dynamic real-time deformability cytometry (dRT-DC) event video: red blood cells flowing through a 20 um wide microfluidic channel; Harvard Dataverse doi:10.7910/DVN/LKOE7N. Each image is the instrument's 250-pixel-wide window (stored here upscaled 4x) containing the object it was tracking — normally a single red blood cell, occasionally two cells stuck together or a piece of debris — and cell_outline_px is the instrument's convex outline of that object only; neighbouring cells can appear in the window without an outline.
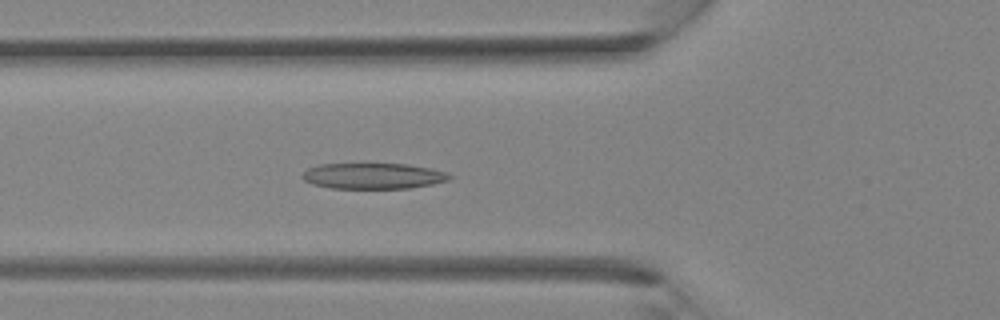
{"species": "Egyptian fruit bat (a non-hibernating species)", "species_latin": "Rousettus aegyptiacus", "temperature_condition": "room temperature", "stored_images_in_passage": 35, "camera_frame_rate_fps": 3000, "um_per_image_px": 0.085, "animal": {"sex": "female"}, "frame": {"image": 1, "passage_image": 12, "time_ms": 3.667, "image_size_px": [1000, 320], "cell_outline_px": [[452, 176], [448, 180], [432, 184], [412, 188], [332, 188], [312, 184], [304, 180], [300, 176], [308, 168], [320, 164], [408, 164], [432, 168], [448, 172]], "centroid_in_image_um": [31.74, 14.95], "position_along_channel_um": 94.1, "area_um2": 22.2}}
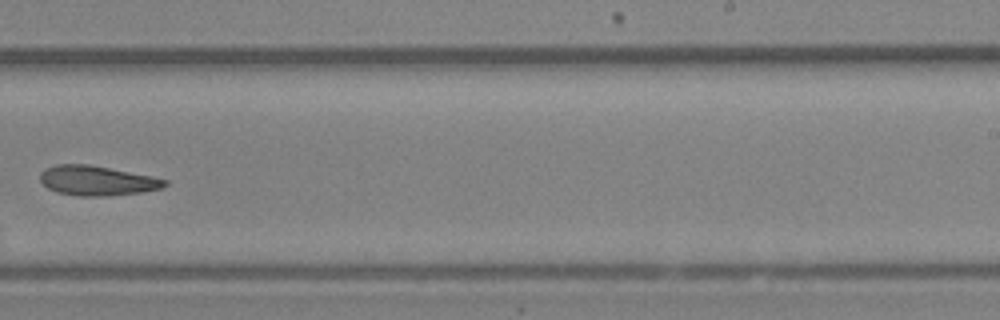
{"frame": {"image": 2, "passage_image": 22, "time_ms": 7.0, "image_size_px": [1000, 320], "cell_outline_px": [[168, 184], [160, 188], [144, 192], [104, 196], [80, 196], [56, 192], [48, 188], [40, 180], [40, 172], [44, 168], [56, 164], [88, 164], [152, 176], [168, 180]], "centroid_in_image_um": [8.23, 15.35], "position_along_channel_um": 280.8, "area_um2": 21.62}}
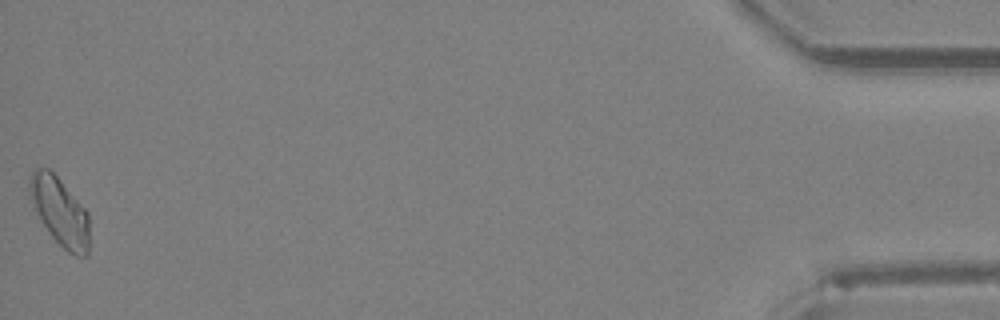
{"frame": {"image": 3, "passage_image": 35, "time_ms": 11.333, "image_size_px": [1000, 320], "cell_outline_px": [[88, 256], [76, 256], [68, 252], [52, 236], [44, 224], [28, 192], [28, 184], [32, 172], [36, 168], [48, 168], [60, 180], [88, 212]], "centroid_in_image_um": [5.1, 17.97], "position_along_channel_um": 430.1, "area_um2": 23.06}}